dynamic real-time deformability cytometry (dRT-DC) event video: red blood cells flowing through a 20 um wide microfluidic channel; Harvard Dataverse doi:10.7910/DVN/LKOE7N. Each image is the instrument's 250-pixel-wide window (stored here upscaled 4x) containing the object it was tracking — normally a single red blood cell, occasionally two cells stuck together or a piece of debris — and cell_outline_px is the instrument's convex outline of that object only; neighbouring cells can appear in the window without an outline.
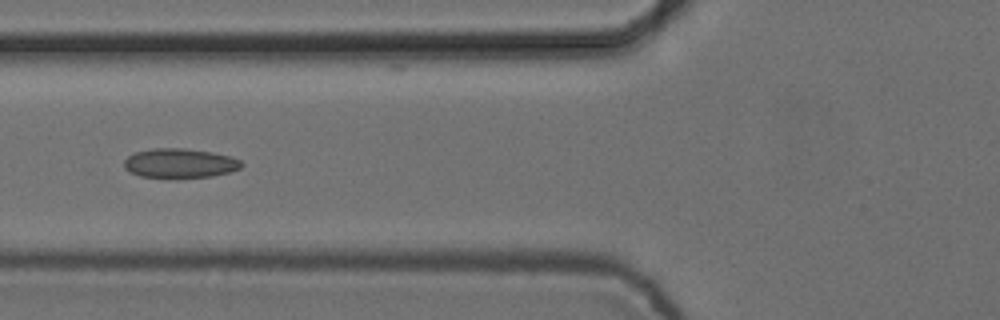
{"species": "common noctule bat (a hibernating species)", "species_latin": "Nyctalus noctula", "temperature_condition": "cold", "stored_images_in_passage": 8, "camera_frame_rate_fps": 3000, "um_per_image_px": 0.085, "animal": {"sex": "female", "body_mass_g": 24.6, "forearm_length_mm": 56.2}, "frame": {"image": 1, "passage_image": 7, "time_ms": 2.0, "image_size_px": [1000, 320], "cell_outline_px": [[244, 164], [240, 168], [228, 172], [212, 176], [140, 176], [128, 172], [124, 168], [124, 160], [128, 156], [136, 152], [152, 148], [184, 148], [212, 152], [232, 156], [240, 160]], "centroid_in_image_um": [15.28, 13.84], "position_along_channel_um": 110.5, "area_um2": 19.77}}
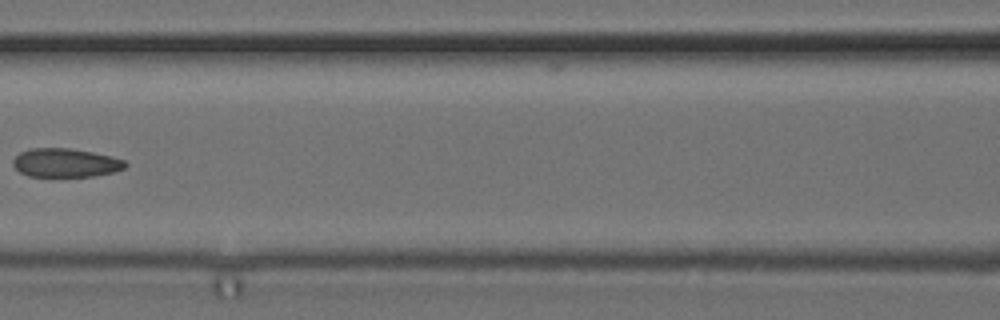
{"frame": {"image": 2, "passage_image": 8, "time_ms": 2.333, "image_size_px": [1000, 320], "cell_outline_px": [[128, 164], [124, 168], [116, 172], [92, 176], [28, 176], [20, 172], [12, 164], [12, 160], [20, 152], [32, 148], [68, 148], [92, 152], [112, 156], [124, 160]], "centroid_in_image_um": [5.58, 13.84], "position_along_channel_um": 161.0, "area_um2": 18.79}}